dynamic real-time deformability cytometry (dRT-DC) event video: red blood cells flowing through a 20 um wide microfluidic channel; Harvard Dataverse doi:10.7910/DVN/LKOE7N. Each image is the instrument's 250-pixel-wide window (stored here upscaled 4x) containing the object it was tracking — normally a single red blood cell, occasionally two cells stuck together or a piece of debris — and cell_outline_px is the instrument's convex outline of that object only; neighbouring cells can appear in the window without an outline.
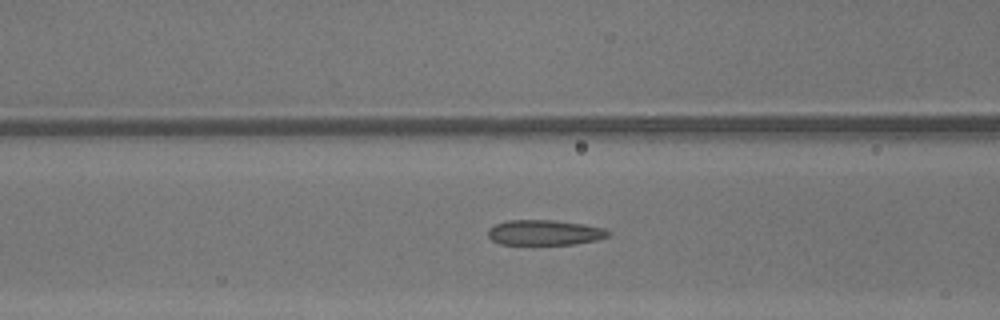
{"species": "common noctule bat (a hibernating species)", "species_latin": "Nyctalus noctula", "temperature_condition": "warm", "stored_images_in_passage": 48, "camera_frame_rate_fps": 3000, "um_per_image_px": 0.085, "animal": {"sex": "male", "body_mass_g": 13.3}, "frame": {"image": 1, "passage_image": 20, "time_ms": 6.333, "image_size_px": [1000, 320], "cell_outline_px": [[612, 232], [608, 236], [596, 240], [576, 244], [500, 244], [492, 240], [488, 236], [488, 228], [496, 224], [508, 220], [552, 220], [584, 224], [604, 228]], "centroid_in_image_um": [46.3, 19.76], "position_along_channel_um": 120.3, "area_um2": 17.69}}
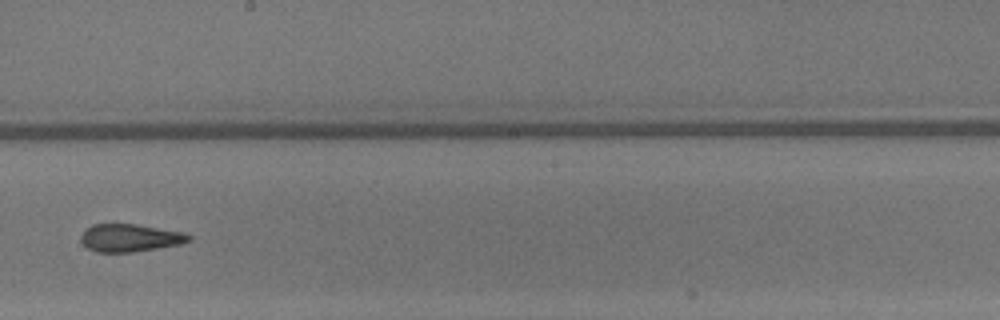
{"frame": {"image": 2, "passage_image": 28, "time_ms": 9.0, "image_size_px": [1000, 320], "cell_outline_px": [[192, 240], [180, 244], [132, 252], [96, 252], [88, 248], [80, 240], [84, 232], [92, 224], [136, 224], [184, 232], [192, 236]], "centroid_in_image_um": [11.08, 20.21], "position_along_channel_um": 237.1, "area_um2": 17.28}}
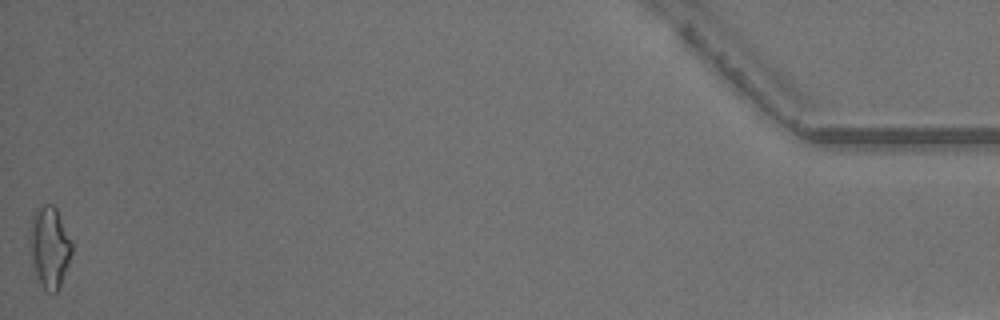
{"frame": {"image": 3, "passage_image": 48, "time_ms": 15.667, "image_size_px": [1000, 320], "cell_outline_px": [[72, 252], [60, 288], [52, 296], [44, 288], [36, 272], [32, 260], [28, 240], [32, 216], [44, 204], [52, 204], [56, 208], [72, 240]], "centroid_in_image_um": [4.23, 21.01], "position_along_channel_um": 431.0, "area_um2": 19.83}, "authors_computed_cell_mechanics": {"area_um2": 18.2937, "velocity_mm_per_s": 4.3763, "shape_relaxation_time_tau1_ms": 7.646, "shape_relaxation_time_tau2_ms": 1.7071, "deformation_change_tau1": 0.197, "deformation_change_tau2": 0.1123}}